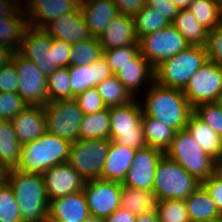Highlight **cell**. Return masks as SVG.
<instances>
[{"label": "cell", "mask_w": 222, "mask_h": 222, "mask_svg": "<svg viewBox=\"0 0 222 222\" xmlns=\"http://www.w3.org/2000/svg\"><path fill=\"white\" fill-rule=\"evenodd\" d=\"M147 90L144 105L141 104L143 113L176 131L184 130L193 108L183 91L162 86L155 81Z\"/></svg>", "instance_id": "6da1fadb"}, {"label": "cell", "mask_w": 222, "mask_h": 222, "mask_svg": "<svg viewBox=\"0 0 222 222\" xmlns=\"http://www.w3.org/2000/svg\"><path fill=\"white\" fill-rule=\"evenodd\" d=\"M6 181L17 199L22 222H42L48 219L49 199L41 174L11 169L7 171Z\"/></svg>", "instance_id": "7a4b0ae2"}, {"label": "cell", "mask_w": 222, "mask_h": 222, "mask_svg": "<svg viewBox=\"0 0 222 222\" xmlns=\"http://www.w3.org/2000/svg\"><path fill=\"white\" fill-rule=\"evenodd\" d=\"M71 143L46 132L36 140L22 145L16 170L43 174L47 169L67 162Z\"/></svg>", "instance_id": "3957f363"}, {"label": "cell", "mask_w": 222, "mask_h": 222, "mask_svg": "<svg viewBox=\"0 0 222 222\" xmlns=\"http://www.w3.org/2000/svg\"><path fill=\"white\" fill-rule=\"evenodd\" d=\"M207 61L205 46L189 45L154 68V81L162 86L183 91L190 77Z\"/></svg>", "instance_id": "277c9868"}, {"label": "cell", "mask_w": 222, "mask_h": 222, "mask_svg": "<svg viewBox=\"0 0 222 222\" xmlns=\"http://www.w3.org/2000/svg\"><path fill=\"white\" fill-rule=\"evenodd\" d=\"M201 182L165 153L159 159L152 191L158 200L183 199L193 193Z\"/></svg>", "instance_id": "5b68a950"}, {"label": "cell", "mask_w": 222, "mask_h": 222, "mask_svg": "<svg viewBox=\"0 0 222 222\" xmlns=\"http://www.w3.org/2000/svg\"><path fill=\"white\" fill-rule=\"evenodd\" d=\"M165 154L200 182L216 171L217 162L200 148L186 129L176 131Z\"/></svg>", "instance_id": "8992f818"}, {"label": "cell", "mask_w": 222, "mask_h": 222, "mask_svg": "<svg viewBox=\"0 0 222 222\" xmlns=\"http://www.w3.org/2000/svg\"><path fill=\"white\" fill-rule=\"evenodd\" d=\"M110 140L133 149L146 147L142 128V106L135 98L130 103L109 108Z\"/></svg>", "instance_id": "52a82bcc"}, {"label": "cell", "mask_w": 222, "mask_h": 222, "mask_svg": "<svg viewBox=\"0 0 222 222\" xmlns=\"http://www.w3.org/2000/svg\"><path fill=\"white\" fill-rule=\"evenodd\" d=\"M110 141V139H77L70 145L67 163L85 181L100 178Z\"/></svg>", "instance_id": "ba28073f"}, {"label": "cell", "mask_w": 222, "mask_h": 222, "mask_svg": "<svg viewBox=\"0 0 222 222\" xmlns=\"http://www.w3.org/2000/svg\"><path fill=\"white\" fill-rule=\"evenodd\" d=\"M49 134L73 143L79 139V127L84 113L74 98L60 99L44 106Z\"/></svg>", "instance_id": "9c48e42d"}, {"label": "cell", "mask_w": 222, "mask_h": 222, "mask_svg": "<svg viewBox=\"0 0 222 222\" xmlns=\"http://www.w3.org/2000/svg\"><path fill=\"white\" fill-rule=\"evenodd\" d=\"M138 43L140 53L153 68L189 46L171 23L163 29L140 37Z\"/></svg>", "instance_id": "30bf717a"}, {"label": "cell", "mask_w": 222, "mask_h": 222, "mask_svg": "<svg viewBox=\"0 0 222 222\" xmlns=\"http://www.w3.org/2000/svg\"><path fill=\"white\" fill-rule=\"evenodd\" d=\"M53 38L44 30L28 26L17 53L36 64L47 77L57 67L56 47H52Z\"/></svg>", "instance_id": "8fae6325"}, {"label": "cell", "mask_w": 222, "mask_h": 222, "mask_svg": "<svg viewBox=\"0 0 222 222\" xmlns=\"http://www.w3.org/2000/svg\"><path fill=\"white\" fill-rule=\"evenodd\" d=\"M12 61L17 73V93L31 106H45L49 103L47 95V76L31 60L14 52Z\"/></svg>", "instance_id": "7c38bea8"}, {"label": "cell", "mask_w": 222, "mask_h": 222, "mask_svg": "<svg viewBox=\"0 0 222 222\" xmlns=\"http://www.w3.org/2000/svg\"><path fill=\"white\" fill-rule=\"evenodd\" d=\"M183 94L192 108L216 102L222 96V69L208 60L190 77Z\"/></svg>", "instance_id": "4fadbf2b"}, {"label": "cell", "mask_w": 222, "mask_h": 222, "mask_svg": "<svg viewBox=\"0 0 222 222\" xmlns=\"http://www.w3.org/2000/svg\"><path fill=\"white\" fill-rule=\"evenodd\" d=\"M122 184L101 178L86 180L83 188L90 215L105 219L120 207Z\"/></svg>", "instance_id": "5bb4252c"}, {"label": "cell", "mask_w": 222, "mask_h": 222, "mask_svg": "<svg viewBox=\"0 0 222 222\" xmlns=\"http://www.w3.org/2000/svg\"><path fill=\"white\" fill-rule=\"evenodd\" d=\"M163 154L161 150L150 146L136 149L132 167L127 171L121 184L139 190L152 191L156 166Z\"/></svg>", "instance_id": "9a60e30c"}, {"label": "cell", "mask_w": 222, "mask_h": 222, "mask_svg": "<svg viewBox=\"0 0 222 222\" xmlns=\"http://www.w3.org/2000/svg\"><path fill=\"white\" fill-rule=\"evenodd\" d=\"M80 2L81 0H27L26 7L24 4L21 7L28 19V26L43 29L52 20L76 11Z\"/></svg>", "instance_id": "2e32d148"}, {"label": "cell", "mask_w": 222, "mask_h": 222, "mask_svg": "<svg viewBox=\"0 0 222 222\" xmlns=\"http://www.w3.org/2000/svg\"><path fill=\"white\" fill-rule=\"evenodd\" d=\"M42 178L49 202L53 199L83 190L84 178L67 162L47 169Z\"/></svg>", "instance_id": "e0dca14e"}, {"label": "cell", "mask_w": 222, "mask_h": 222, "mask_svg": "<svg viewBox=\"0 0 222 222\" xmlns=\"http://www.w3.org/2000/svg\"><path fill=\"white\" fill-rule=\"evenodd\" d=\"M52 38L70 44L93 37L79 7L76 11L52 20L43 28Z\"/></svg>", "instance_id": "ac0fdd59"}, {"label": "cell", "mask_w": 222, "mask_h": 222, "mask_svg": "<svg viewBox=\"0 0 222 222\" xmlns=\"http://www.w3.org/2000/svg\"><path fill=\"white\" fill-rule=\"evenodd\" d=\"M68 69L71 79V99L114 75L103 57L90 65H70Z\"/></svg>", "instance_id": "d6986e66"}, {"label": "cell", "mask_w": 222, "mask_h": 222, "mask_svg": "<svg viewBox=\"0 0 222 222\" xmlns=\"http://www.w3.org/2000/svg\"><path fill=\"white\" fill-rule=\"evenodd\" d=\"M89 215L83 190L49 202L48 219L52 222H84Z\"/></svg>", "instance_id": "ffe728a7"}, {"label": "cell", "mask_w": 222, "mask_h": 222, "mask_svg": "<svg viewBox=\"0 0 222 222\" xmlns=\"http://www.w3.org/2000/svg\"><path fill=\"white\" fill-rule=\"evenodd\" d=\"M97 38L103 50L139 45L134 18L130 15L118 14Z\"/></svg>", "instance_id": "44dd1931"}, {"label": "cell", "mask_w": 222, "mask_h": 222, "mask_svg": "<svg viewBox=\"0 0 222 222\" xmlns=\"http://www.w3.org/2000/svg\"><path fill=\"white\" fill-rule=\"evenodd\" d=\"M11 122L22 145L36 140L47 132L44 106L28 105Z\"/></svg>", "instance_id": "7402d4cb"}, {"label": "cell", "mask_w": 222, "mask_h": 222, "mask_svg": "<svg viewBox=\"0 0 222 222\" xmlns=\"http://www.w3.org/2000/svg\"><path fill=\"white\" fill-rule=\"evenodd\" d=\"M80 8L91 34L95 37L119 14L112 0H81Z\"/></svg>", "instance_id": "603a6c76"}, {"label": "cell", "mask_w": 222, "mask_h": 222, "mask_svg": "<svg viewBox=\"0 0 222 222\" xmlns=\"http://www.w3.org/2000/svg\"><path fill=\"white\" fill-rule=\"evenodd\" d=\"M135 150L111 140L100 178L122 183L132 167Z\"/></svg>", "instance_id": "cb8c5ba5"}, {"label": "cell", "mask_w": 222, "mask_h": 222, "mask_svg": "<svg viewBox=\"0 0 222 222\" xmlns=\"http://www.w3.org/2000/svg\"><path fill=\"white\" fill-rule=\"evenodd\" d=\"M115 76L135 98L137 92H141L140 89L145 86V81H148L149 85L154 81V68L139 53L132 60V63L123 66L122 69L115 73Z\"/></svg>", "instance_id": "d4e9b609"}, {"label": "cell", "mask_w": 222, "mask_h": 222, "mask_svg": "<svg viewBox=\"0 0 222 222\" xmlns=\"http://www.w3.org/2000/svg\"><path fill=\"white\" fill-rule=\"evenodd\" d=\"M203 151L217 163L222 162V137L193 112L185 128Z\"/></svg>", "instance_id": "484cf974"}, {"label": "cell", "mask_w": 222, "mask_h": 222, "mask_svg": "<svg viewBox=\"0 0 222 222\" xmlns=\"http://www.w3.org/2000/svg\"><path fill=\"white\" fill-rule=\"evenodd\" d=\"M22 153L11 120H0V164L8 171L16 169Z\"/></svg>", "instance_id": "4316f807"}, {"label": "cell", "mask_w": 222, "mask_h": 222, "mask_svg": "<svg viewBox=\"0 0 222 222\" xmlns=\"http://www.w3.org/2000/svg\"><path fill=\"white\" fill-rule=\"evenodd\" d=\"M185 203L191 222H204L221 216L214 200L202 185L185 199Z\"/></svg>", "instance_id": "83f0119b"}, {"label": "cell", "mask_w": 222, "mask_h": 222, "mask_svg": "<svg viewBox=\"0 0 222 222\" xmlns=\"http://www.w3.org/2000/svg\"><path fill=\"white\" fill-rule=\"evenodd\" d=\"M27 27L28 19L22 7L13 16L1 18L0 45L17 52Z\"/></svg>", "instance_id": "f1b7e54d"}, {"label": "cell", "mask_w": 222, "mask_h": 222, "mask_svg": "<svg viewBox=\"0 0 222 222\" xmlns=\"http://www.w3.org/2000/svg\"><path fill=\"white\" fill-rule=\"evenodd\" d=\"M120 207L135 215L156 211L158 198L153 191L139 190L122 185Z\"/></svg>", "instance_id": "f546056e"}, {"label": "cell", "mask_w": 222, "mask_h": 222, "mask_svg": "<svg viewBox=\"0 0 222 222\" xmlns=\"http://www.w3.org/2000/svg\"><path fill=\"white\" fill-rule=\"evenodd\" d=\"M142 128L147 146L156 148L165 153L171 145L176 130L165 125L160 120L142 114Z\"/></svg>", "instance_id": "4dcf8cb0"}, {"label": "cell", "mask_w": 222, "mask_h": 222, "mask_svg": "<svg viewBox=\"0 0 222 222\" xmlns=\"http://www.w3.org/2000/svg\"><path fill=\"white\" fill-rule=\"evenodd\" d=\"M171 24L185 38L189 45H206L208 30L197 22L188 8L180 9Z\"/></svg>", "instance_id": "1f68e13d"}, {"label": "cell", "mask_w": 222, "mask_h": 222, "mask_svg": "<svg viewBox=\"0 0 222 222\" xmlns=\"http://www.w3.org/2000/svg\"><path fill=\"white\" fill-rule=\"evenodd\" d=\"M79 139H110L109 108L83 116L79 127Z\"/></svg>", "instance_id": "d6a6232c"}, {"label": "cell", "mask_w": 222, "mask_h": 222, "mask_svg": "<svg viewBox=\"0 0 222 222\" xmlns=\"http://www.w3.org/2000/svg\"><path fill=\"white\" fill-rule=\"evenodd\" d=\"M188 9L208 31L222 24V0H193Z\"/></svg>", "instance_id": "836d02e7"}, {"label": "cell", "mask_w": 222, "mask_h": 222, "mask_svg": "<svg viewBox=\"0 0 222 222\" xmlns=\"http://www.w3.org/2000/svg\"><path fill=\"white\" fill-rule=\"evenodd\" d=\"M95 87L107 108L123 106L135 99L115 74Z\"/></svg>", "instance_id": "e575fe53"}, {"label": "cell", "mask_w": 222, "mask_h": 222, "mask_svg": "<svg viewBox=\"0 0 222 222\" xmlns=\"http://www.w3.org/2000/svg\"><path fill=\"white\" fill-rule=\"evenodd\" d=\"M103 57V48L98 38L93 36L72 44L70 65H90Z\"/></svg>", "instance_id": "d590c367"}, {"label": "cell", "mask_w": 222, "mask_h": 222, "mask_svg": "<svg viewBox=\"0 0 222 222\" xmlns=\"http://www.w3.org/2000/svg\"><path fill=\"white\" fill-rule=\"evenodd\" d=\"M133 18L138 39L144 35L163 29L170 24L165 17L148 6H145Z\"/></svg>", "instance_id": "8d00e7d4"}, {"label": "cell", "mask_w": 222, "mask_h": 222, "mask_svg": "<svg viewBox=\"0 0 222 222\" xmlns=\"http://www.w3.org/2000/svg\"><path fill=\"white\" fill-rule=\"evenodd\" d=\"M47 79L49 102L60 99H71V79L68 67L57 68Z\"/></svg>", "instance_id": "74e56055"}, {"label": "cell", "mask_w": 222, "mask_h": 222, "mask_svg": "<svg viewBox=\"0 0 222 222\" xmlns=\"http://www.w3.org/2000/svg\"><path fill=\"white\" fill-rule=\"evenodd\" d=\"M156 212L160 222H191L183 199L158 200Z\"/></svg>", "instance_id": "f35d334b"}, {"label": "cell", "mask_w": 222, "mask_h": 222, "mask_svg": "<svg viewBox=\"0 0 222 222\" xmlns=\"http://www.w3.org/2000/svg\"><path fill=\"white\" fill-rule=\"evenodd\" d=\"M0 222H22L17 199L7 181L0 186Z\"/></svg>", "instance_id": "ab89813d"}, {"label": "cell", "mask_w": 222, "mask_h": 222, "mask_svg": "<svg viewBox=\"0 0 222 222\" xmlns=\"http://www.w3.org/2000/svg\"><path fill=\"white\" fill-rule=\"evenodd\" d=\"M139 53V45H129L103 50V58L115 74L126 64L132 63Z\"/></svg>", "instance_id": "60d3db41"}, {"label": "cell", "mask_w": 222, "mask_h": 222, "mask_svg": "<svg viewBox=\"0 0 222 222\" xmlns=\"http://www.w3.org/2000/svg\"><path fill=\"white\" fill-rule=\"evenodd\" d=\"M193 113L222 137V111L217 102L199 104Z\"/></svg>", "instance_id": "b9f144b4"}, {"label": "cell", "mask_w": 222, "mask_h": 222, "mask_svg": "<svg viewBox=\"0 0 222 222\" xmlns=\"http://www.w3.org/2000/svg\"><path fill=\"white\" fill-rule=\"evenodd\" d=\"M27 106L28 104L17 92H0V120H12Z\"/></svg>", "instance_id": "7bdbcfd3"}, {"label": "cell", "mask_w": 222, "mask_h": 222, "mask_svg": "<svg viewBox=\"0 0 222 222\" xmlns=\"http://www.w3.org/2000/svg\"><path fill=\"white\" fill-rule=\"evenodd\" d=\"M74 99L84 115L97 113L107 108L96 87L86 89L82 93L76 95Z\"/></svg>", "instance_id": "ee69618b"}, {"label": "cell", "mask_w": 222, "mask_h": 222, "mask_svg": "<svg viewBox=\"0 0 222 222\" xmlns=\"http://www.w3.org/2000/svg\"><path fill=\"white\" fill-rule=\"evenodd\" d=\"M205 47L208 60L222 69V24L208 31Z\"/></svg>", "instance_id": "f6af8a7d"}, {"label": "cell", "mask_w": 222, "mask_h": 222, "mask_svg": "<svg viewBox=\"0 0 222 222\" xmlns=\"http://www.w3.org/2000/svg\"><path fill=\"white\" fill-rule=\"evenodd\" d=\"M18 76L13 61L0 68V92H17Z\"/></svg>", "instance_id": "bcb514c9"}, {"label": "cell", "mask_w": 222, "mask_h": 222, "mask_svg": "<svg viewBox=\"0 0 222 222\" xmlns=\"http://www.w3.org/2000/svg\"><path fill=\"white\" fill-rule=\"evenodd\" d=\"M201 185L210 194L222 215V177L215 171L208 179L202 181Z\"/></svg>", "instance_id": "7dc6e473"}, {"label": "cell", "mask_w": 222, "mask_h": 222, "mask_svg": "<svg viewBox=\"0 0 222 222\" xmlns=\"http://www.w3.org/2000/svg\"><path fill=\"white\" fill-rule=\"evenodd\" d=\"M146 6L157 11L170 23L174 20L180 10L171 0H147Z\"/></svg>", "instance_id": "c3c4849f"}, {"label": "cell", "mask_w": 222, "mask_h": 222, "mask_svg": "<svg viewBox=\"0 0 222 222\" xmlns=\"http://www.w3.org/2000/svg\"><path fill=\"white\" fill-rule=\"evenodd\" d=\"M117 6L119 14L134 17L145 6L147 0H112Z\"/></svg>", "instance_id": "681fc988"}, {"label": "cell", "mask_w": 222, "mask_h": 222, "mask_svg": "<svg viewBox=\"0 0 222 222\" xmlns=\"http://www.w3.org/2000/svg\"><path fill=\"white\" fill-rule=\"evenodd\" d=\"M52 47H56L57 67H69L72 44L53 38Z\"/></svg>", "instance_id": "f907efd6"}, {"label": "cell", "mask_w": 222, "mask_h": 222, "mask_svg": "<svg viewBox=\"0 0 222 222\" xmlns=\"http://www.w3.org/2000/svg\"><path fill=\"white\" fill-rule=\"evenodd\" d=\"M135 219V214L119 207L110 216L103 219V222H135Z\"/></svg>", "instance_id": "816d5d0a"}, {"label": "cell", "mask_w": 222, "mask_h": 222, "mask_svg": "<svg viewBox=\"0 0 222 222\" xmlns=\"http://www.w3.org/2000/svg\"><path fill=\"white\" fill-rule=\"evenodd\" d=\"M19 0H0V19L13 16L20 8Z\"/></svg>", "instance_id": "f5cc1de1"}, {"label": "cell", "mask_w": 222, "mask_h": 222, "mask_svg": "<svg viewBox=\"0 0 222 222\" xmlns=\"http://www.w3.org/2000/svg\"><path fill=\"white\" fill-rule=\"evenodd\" d=\"M14 51L0 45V68L12 61Z\"/></svg>", "instance_id": "db71d44e"}, {"label": "cell", "mask_w": 222, "mask_h": 222, "mask_svg": "<svg viewBox=\"0 0 222 222\" xmlns=\"http://www.w3.org/2000/svg\"><path fill=\"white\" fill-rule=\"evenodd\" d=\"M135 222H160L156 211L136 215Z\"/></svg>", "instance_id": "11a10c76"}, {"label": "cell", "mask_w": 222, "mask_h": 222, "mask_svg": "<svg viewBox=\"0 0 222 222\" xmlns=\"http://www.w3.org/2000/svg\"><path fill=\"white\" fill-rule=\"evenodd\" d=\"M179 9L188 8L193 0H171Z\"/></svg>", "instance_id": "9f6ffc18"}, {"label": "cell", "mask_w": 222, "mask_h": 222, "mask_svg": "<svg viewBox=\"0 0 222 222\" xmlns=\"http://www.w3.org/2000/svg\"><path fill=\"white\" fill-rule=\"evenodd\" d=\"M7 170L0 164V186L6 181Z\"/></svg>", "instance_id": "6f0895ef"}, {"label": "cell", "mask_w": 222, "mask_h": 222, "mask_svg": "<svg viewBox=\"0 0 222 222\" xmlns=\"http://www.w3.org/2000/svg\"><path fill=\"white\" fill-rule=\"evenodd\" d=\"M84 222H103V219L89 215Z\"/></svg>", "instance_id": "680465c9"}, {"label": "cell", "mask_w": 222, "mask_h": 222, "mask_svg": "<svg viewBox=\"0 0 222 222\" xmlns=\"http://www.w3.org/2000/svg\"><path fill=\"white\" fill-rule=\"evenodd\" d=\"M216 172L222 177V162L217 163Z\"/></svg>", "instance_id": "91938a15"}, {"label": "cell", "mask_w": 222, "mask_h": 222, "mask_svg": "<svg viewBox=\"0 0 222 222\" xmlns=\"http://www.w3.org/2000/svg\"><path fill=\"white\" fill-rule=\"evenodd\" d=\"M204 222H222V215L218 218H215V219H212V220H207V221H204Z\"/></svg>", "instance_id": "94428289"}, {"label": "cell", "mask_w": 222, "mask_h": 222, "mask_svg": "<svg viewBox=\"0 0 222 222\" xmlns=\"http://www.w3.org/2000/svg\"><path fill=\"white\" fill-rule=\"evenodd\" d=\"M216 102L220 106L221 111H222V96Z\"/></svg>", "instance_id": "6125c7cd"}, {"label": "cell", "mask_w": 222, "mask_h": 222, "mask_svg": "<svg viewBox=\"0 0 222 222\" xmlns=\"http://www.w3.org/2000/svg\"><path fill=\"white\" fill-rule=\"evenodd\" d=\"M42 222H52V221H50L49 219H47V220H45V221H42Z\"/></svg>", "instance_id": "be15d7a7"}]
</instances>
